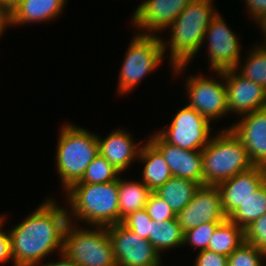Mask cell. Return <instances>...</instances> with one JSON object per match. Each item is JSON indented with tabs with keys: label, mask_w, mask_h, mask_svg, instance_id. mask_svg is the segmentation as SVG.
Returning <instances> with one entry per match:
<instances>
[{
	"label": "cell",
	"mask_w": 266,
	"mask_h": 266,
	"mask_svg": "<svg viewBox=\"0 0 266 266\" xmlns=\"http://www.w3.org/2000/svg\"><path fill=\"white\" fill-rule=\"evenodd\" d=\"M117 266H161L162 259L153 245L122 223L107 226Z\"/></svg>",
	"instance_id": "cell-10"
},
{
	"label": "cell",
	"mask_w": 266,
	"mask_h": 266,
	"mask_svg": "<svg viewBox=\"0 0 266 266\" xmlns=\"http://www.w3.org/2000/svg\"><path fill=\"white\" fill-rule=\"evenodd\" d=\"M215 73L217 77H221L218 81L210 76H202V73L198 76L188 75L184 86L189 99L187 105L210 122L228 114L224 71H215Z\"/></svg>",
	"instance_id": "cell-8"
},
{
	"label": "cell",
	"mask_w": 266,
	"mask_h": 266,
	"mask_svg": "<svg viewBox=\"0 0 266 266\" xmlns=\"http://www.w3.org/2000/svg\"><path fill=\"white\" fill-rule=\"evenodd\" d=\"M144 209L153 221H165L176 218L169 205L154 192L150 195Z\"/></svg>",
	"instance_id": "cell-32"
},
{
	"label": "cell",
	"mask_w": 266,
	"mask_h": 266,
	"mask_svg": "<svg viewBox=\"0 0 266 266\" xmlns=\"http://www.w3.org/2000/svg\"><path fill=\"white\" fill-rule=\"evenodd\" d=\"M250 19L255 22L266 13V0H245Z\"/></svg>",
	"instance_id": "cell-34"
},
{
	"label": "cell",
	"mask_w": 266,
	"mask_h": 266,
	"mask_svg": "<svg viewBox=\"0 0 266 266\" xmlns=\"http://www.w3.org/2000/svg\"><path fill=\"white\" fill-rule=\"evenodd\" d=\"M138 160L144 165L142 182L152 192L173 176L164 157L149 141L141 145Z\"/></svg>",
	"instance_id": "cell-20"
},
{
	"label": "cell",
	"mask_w": 266,
	"mask_h": 266,
	"mask_svg": "<svg viewBox=\"0 0 266 266\" xmlns=\"http://www.w3.org/2000/svg\"><path fill=\"white\" fill-rule=\"evenodd\" d=\"M119 223L134 211L144 209L153 193L142 181H127L118 177Z\"/></svg>",
	"instance_id": "cell-22"
},
{
	"label": "cell",
	"mask_w": 266,
	"mask_h": 266,
	"mask_svg": "<svg viewBox=\"0 0 266 266\" xmlns=\"http://www.w3.org/2000/svg\"><path fill=\"white\" fill-rule=\"evenodd\" d=\"M193 0H145L135 9L133 27L138 34L156 35L166 30ZM143 30V31H142Z\"/></svg>",
	"instance_id": "cell-13"
},
{
	"label": "cell",
	"mask_w": 266,
	"mask_h": 266,
	"mask_svg": "<svg viewBox=\"0 0 266 266\" xmlns=\"http://www.w3.org/2000/svg\"><path fill=\"white\" fill-rule=\"evenodd\" d=\"M214 0H193L178 15L176 20L168 27L170 29V40L162 39V47L166 53L169 46L171 58L169 62L172 73L186 70L190 60H193L203 46L205 32L212 19L218 14L212 3Z\"/></svg>",
	"instance_id": "cell-2"
},
{
	"label": "cell",
	"mask_w": 266,
	"mask_h": 266,
	"mask_svg": "<svg viewBox=\"0 0 266 266\" xmlns=\"http://www.w3.org/2000/svg\"><path fill=\"white\" fill-rule=\"evenodd\" d=\"M256 22H257L258 26L261 27L260 29H262V34L264 33L263 36H264L265 40L263 38V41H264V43H266V13L261 18H259Z\"/></svg>",
	"instance_id": "cell-39"
},
{
	"label": "cell",
	"mask_w": 266,
	"mask_h": 266,
	"mask_svg": "<svg viewBox=\"0 0 266 266\" xmlns=\"http://www.w3.org/2000/svg\"><path fill=\"white\" fill-rule=\"evenodd\" d=\"M68 223L67 209L51 198L42 202L22 222L8 230L12 266H33L50 253H61Z\"/></svg>",
	"instance_id": "cell-1"
},
{
	"label": "cell",
	"mask_w": 266,
	"mask_h": 266,
	"mask_svg": "<svg viewBox=\"0 0 266 266\" xmlns=\"http://www.w3.org/2000/svg\"><path fill=\"white\" fill-rule=\"evenodd\" d=\"M163 58L165 53L160 35H144L136 32L124 56L117 93L125 95L137 87L143 78L162 64Z\"/></svg>",
	"instance_id": "cell-7"
},
{
	"label": "cell",
	"mask_w": 266,
	"mask_h": 266,
	"mask_svg": "<svg viewBox=\"0 0 266 266\" xmlns=\"http://www.w3.org/2000/svg\"><path fill=\"white\" fill-rule=\"evenodd\" d=\"M266 214V182L239 207L229 219L245 229L253 221Z\"/></svg>",
	"instance_id": "cell-25"
},
{
	"label": "cell",
	"mask_w": 266,
	"mask_h": 266,
	"mask_svg": "<svg viewBox=\"0 0 266 266\" xmlns=\"http://www.w3.org/2000/svg\"><path fill=\"white\" fill-rule=\"evenodd\" d=\"M5 215H0V233L2 232V229H3V223L5 221Z\"/></svg>",
	"instance_id": "cell-40"
},
{
	"label": "cell",
	"mask_w": 266,
	"mask_h": 266,
	"mask_svg": "<svg viewBox=\"0 0 266 266\" xmlns=\"http://www.w3.org/2000/svg\"><path fill=\"white\" fill-rule=\"evenodd\" d=\"M100 137L97 135L99 153L121 174L133 161L138 160L143 140L136 144L132 135L125 129H116L104 139Z\"/></svg>",
	"instance_id": "cell-18"
},
{
	"label": "cell",
	"mask_w": 266,
	"mask_h": 266,
	"mask_svg": "<svg viewBox=\"0 0 266 266\" xmlns=\"http://www.w3.org/2000/svg\"><path fill=\"white\" fill-rule=\"evenodd\" d=\"M244 242V229L227 218L214 231L208 250L229 256Z\"/></svg>",
	"instance_id": "cell-23"
},
{
	"label": "cell",
	"mask_w": 266,
	"mask_h": 266,
	"mask_svg": "<svg viewBox=\"0 0 266 266\" xmlns=\"http://www.w3.org/2000/svg\"><path fill=\"white\" fill-rule=\"evenodd\" d=\"M228 114L243 116L266 108V90L235 69L224 70ZM230 112V113H229Z\"/></svg>",
	"instance_id": "cell-14"
},
{
	"label": "cell",
	"mask_w": 266,
	"mask_h": 266,
	"mask_svg": "<svg viewBox=\"0 0 266 266\" xmlns=\"http://www.w3.org/2000/svg\"><path fill=\"white\" fill-rule=\"evenodd\" d=\"M194 266H228V256L210 250L199 251Z\"/></svg>",
	"instance_id": "cell-33"
},
{
	"label": "cell",
	"mask_w": 266,
	"mask_h": 266,
	"mask_svg": "<svg viewBox=\"0 0 266 266\" xmlns=\"http://www.w3.org/2000/svg\"><path fill=\"white\" fill-rule=\"evenodd\" d=\"M203 115L186 105L173 117L168 128L157 133L167 142L186 150H203L212 133L210 124Z\"/></svg>",
	"instance_id": "cell-9"
},
{
	"label": "cell",
	"mask_w": 266,
	"mask_h": 266,
	"mask_svg": "<svg viewBox=\"0 0 266 266\" xmlns=\"http://www.w3.org/2000/svg\"><path fill=\"white\" fill-rule=\"evenodd\" d=\"M67 0H21L11 13V26L55 20Z\"/></svg>",
	"instance_id": "cell-19"
},
{
	"label": "cell",
	"mask_w": 266,
	"mask_h": 266,
	"mask_svg": "<svg viewBox=\"0 0 266 266\" xmlns=\"http://www.w3.org/2000/svg\"><path fill=\"white\" fill-rule=\"evenodd\" d=\"M148 141L166 160L173 176L189 179L203 185L202 150H186L167 143L158 133Z\"/></svg>",
	"instance_id": "cell-17"
},
{
	"label": "cell",
	"mask_w": 266,
	"mask_h": 266,
	"mask_svg": "<svg viewBox=\"0 0 266 266\" xmlns=\"http://www.w3.org/2000/svg\"><path fill=\"white\" fill-rule=\"evenodd\" d=\"M245 241L254 245L266 255V214L244 229Z\"/></svg>",
	"instance_id": "cell-31"
},
{
	"label": "cell",
	"mask_w": 266,
	"mask_h": 266,
	"mask_svg": "<svg viewBox=\"0 0 266 266\" xmlns=\"http://www.w3.org/2000/svg\"><path fill=\"white\" fill-rule=\"evenodd\" d=\"M264 259V253L245 241L228 256V266H262Z\"/></svg>",
	"instance_id": "cell-28"
},
{
	"label": "cell",
	"mask_w": 266,
	"mask_h": 266,
	"mask_svg": "<svg viewBox=\"0 0 266 266\" xmlns=\"http://www.w3.org/2000/svg\"><path fill=\"white\" fill-rule=\"evenodd\" d=\"M238 36L232 32L220 13L212 19L205 35L204 42L207 40L208 60L213 72L236 69L242 58Z\"/></svg>",
	"instance_id": "cell-11"
},
{
	"label": "cell",
	"mask_w": 266,
	"mask_h": 266,
	"mask_svg": "<svg viewBox=\"0 0 266 266\" xmlns=\"http://www.w3.org/2000/svg\"><path fill=\"white\" fill-rule=\"evenodd\" d=\"M230 129L244 144L251 163L266 168V108L238 118Z\"/></svg>",
	"instance_id": "cell-15"
},
{
	"label": "cell",
	"mask_w": 266,
	"mask_h": 266,
	"mask_svg": "<svg viewBox=\"0 0 266 266\" xmlns=\"http://www.w3.org/2000/svg\"><path fill=\"white\" fill-rule=\"evenodd\" d=\"M151 222L152 219L146 210L141 209L130 213L121 223L141 238L149 240V237H151Z\"/></svg>",
	"instance_id": "cell-30"
},
{
	"label": "cell",
	"mask_w": 266,
	"mask_h": 266,
	"mask_svg": "<svg viewBox=\"0 0 266 266\" xmlns=\"http://www.w3.org/2000/svg\"><path fill=\"white\" fill-rule=\"evenodd\" d=\"M65 192L71 224L83 221L90 227H107L119 223L118 179L101 184L74 183Z\"/></svg>",
	"instance_id": "cell-3"
},
{
	"label": "cell",
	"mask_w": 266,
	"mask_h": 266,
	"mask_svg": "<svg viewBox=\"0 0 266 266\" xmlns=\"http://www.w3.org/2000/svg\"><path fill=\"white\" fill-rule=\"evenodd\" d=\"M79 226H66L62 252L77 266H117L107 228Z\"/></svg>",
	"instance_id": "cell-6"
},
{
	"label": "cell",
	"mask_w": 266,
	"mask_h": 266,
	"mask_svg": "<svg viewBox=\"0 0 266 266\" xmlns=\"http://www.w3.org/2000/svg\"><path fill=\"white\" fill-rule=\"evenodd\" d=\"M266 182V168L253 166L221 182L222 207L229 218L243 203Z\"/></svg>",
	"instance_id": "cell-16"
},
{
	"label": "cell",
	"mask_w": 266,
	"mask_h": 266,
	"mask_svg": "<svg viewBox=\"0 0 266 266\" xmlns=\"http://www.w3.org/2000/svg\"><path fill=\"white\" fill-rule=\"evenodd\" d=\"M56 167L63 190L80 181L87 166L99 154L97 134L70 123L59 130Z\"/></svg>",
	"instance_id": "cell-4"
},
{
	"label": "cell",
	"mask_w": 266,
	"mask_h": 266,
	"mask_svg": "<svg viewBox=\"0 0 266 266\" xmlns=\"http://www.w3.org/2000/svg\"><path fill=\"white\" fill-rule=\"evenodd\" d=\"M200 186V183L192 180L172 176L154 193L163 199L177 215L192 200Z\"/></svg>",
	"instance_id": "cell-21"
},
{
	"label": "cell",
	"mask_w": 266,
	"mask_h": 266,
	"mask_svg": "<svg viewBox=\"0 0 266 266\" xmlns=\"http://www.w3.org/2000/svg\"><path fill=\"white\" fill-rule=\"evenodd\" d=\"M120 172L100 153L87 166L82 179L76 183L101 184L118 179Z\"/></svg>",
	"instance_id": "cell-27"
},
{
	"label": "cell",
	"mask_w": 266,
	"mask_h": 266,
	"mask_svg": "<svg viewBox=\"0 0 266 266\" xmlns=\"http://www.w3.org/2000/svg\"><path fill=\"white\" fill-rule=\"evenodd\" d=\"M13 261L11 255V244L9 232L2 231L0 233V264H5L6 262Z\"/></svg>",
	"instance_id": "cell-35"
},
{
	"label": "cell",
	"mask_w": 266,
	"mask_h": 266,
	"mask_svg": "<svg viewBox=\"0 0 266 266\" xmlns=\"http://www.w3.org/2000/svg\"><path fill=\"white\" fill-rule=\"evenodd\" d=\"M203 185L218 186L254 165L247 149L230 129H222L213 135L202 150Z\"/></svg>",
	"instance_id": "cell-5"
},
{
	"label": "cell",
	"mask_w": 266,
	"mask_h": 266,
	"mask_svg": "<svg viewBox=\"0 0 266 266\" xmlns=\"http://www.w3.org/2000/svg\"><path fill=\"white\" fill-rule=\"evenodd\" d=\"M60 255V260L59 261H55L53 262V260L49 261V262H45L44 264H41L40 262V265L38 263L33 265V266H77L75 264V262L73 260H71L64 252H61L59 253Z\"/></svg>",
	"instance_id": "cell-36"
},
{
	"label": "cell",
	"mask_w": 266,
	"mask_h": 266,
	"mask_svg": "<svg viewBox=\"0 0 266 266\" xmlns=\"http://www.w3.org/2000/svg\"><path fill=\"white\" fill-rule=\"evenodd\" d=\"M221 222H208L184 232V245H189L198 251L207 250L214 231Z\"/></svg>",
	"instance_id": "cell-29"
},
{
	"label": "cell",
	"mask_w": 266,
	"mask_h": 266,
	"mask_svg": "<svg viewBox=\"0 0 266 266\" xmlns=\"http://www.w3.org/2000/svg\"><path fill=\"white\" fill-rule=\"evenodd\" d=\"M249 54L244 60L243 66L241 61L238 64L236 71L244 78L254 81L261 85L266 90V43L255 45L251 48ZM241 67V69L239 68Z\"/></svg>",
	"instance_id": "cell-26"
},
{
	"label": "cell",
	"mask_w": 266,
	"mask_h": 266,
	"mask_svg": "<svg viewBox=\"0 0 266 266\" xmlns=\"http://www.w3.org/2000/svg\"><path fill=\"white\" fill-rule=\"evenodd\" d=\"M149 242L159 254L168 249L184 246V232L177 218L156 222L152 220Z\"/></svg>",
	"instance_id": "cell-24"
},
{
	"label": "cell",
	"mask_w": 266,
	"mask_h": 266,
	"mask_svg": "<svg viewBox=\"0 0 266 266\" xmlns=\"http://www.w3.org/2000/svg\"><path fill=\"white\" fill-rule=\"evenodd\" d=\"M183 232L208 222L227 219L218 186L201 185L192 200L176 215Z\"/></svg>",
	"instance_id": "cell-12"
},
{
	"label": "cell",
	"mask_w": 266,
	"mask_h": 266,
	"mask_svg": "<svg viewBox=\"0 0 266 266\" xmlns=\"http://www.w3.org/2000/svg\"><path fill=\"white\" fill-rule=\"evenodd\" d=\"M21 0H0V5L5 7L10 13L19 5Z\"/></svg>",
	"instance_id": "cell-38"
},
{
	"label": "cell",
	"mask_w": 266,
	"mask_h": 266,
	"mask_svg": "<svg viewBox=\"0 0 266 266\" xmlns=\"http://www.w3.org/2000/svg\"><path fill=\"white\" fill-rule=\"evenodd\" d=\"M9 25L11 27V13L0 5V37Z\"/></svg>",
	"instance_id": "cell-37"
}]
</instances>
